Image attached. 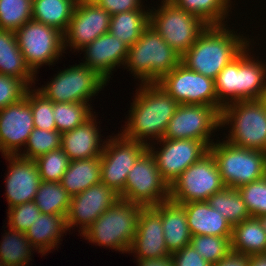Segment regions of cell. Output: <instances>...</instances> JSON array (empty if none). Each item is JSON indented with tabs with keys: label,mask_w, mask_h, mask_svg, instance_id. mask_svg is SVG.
<instances>
[{
	"label": "cell",
	"mask_w": 266,
	"mask_h": 266,
	"mask_svg": "<svg viewBox=\"0 0 266 266\" xmlns=\"http://www.w3.org/2000/svg\"><path fill=\"white\" fill-rule=\"evenodd\" d=\"M140 85L130 106L128 123L121 134L148 145L147 138L158 141L163 138L168 123L180 104L157 83Z\"/></svg>",
	"instance_id": "cell-1"
},
{
	"label": "cell",
	"mask_w": 266,
	"mask_h": 266,
	"mask_svg": "<svg viewBox=\"0 0 266 266\" xmlns=\"http://www.w3.org/2000/svg\"><path fill=\"white\" fill-rule=\"evenodd\" d=\"M225 26L208 25L181 56V63L188 69L215 80L220 71L251 42Z\"/></svg>",
	"instance_id": "cell-2"
},
{
	"label": "cell",
	"mask_w": 266,
	"mask_h": 266,
	"mask_svg": "<svg viewBox=\"0 0 266 266\" xmlns=\"http://www.w3.org/2000/svg\"><path fill=\"white\" fill-rule=\"evenodd\" d=\"M180 62V54L149 25L140 38L129 47L124 66L128 67V71H131L134 77L137 76L141 83H157Z\"/></svg>",
	"instance_id": "cell-3"
},
{
	"label": "cell",
	"mask_w": 266,
	"mask_h": 266,
	"mask_svg": "<svg viewBox=\"0 0 266 266\" xmlns=\"http://www.w3.org/2000/svg\"><path fill=\"white\" fill-rule=\"evenodd\" d=\"M143 206L119 199L82 234L91 243L126 253L136 235L138 215Z\"/></svg>",
	"instance_id": "cell-4"
},
{
	"label": "cell",
	"mask_w": 266,
	"mask_h": 266,
	"mask_svg": "<svg viewBox=\"0 0 266 266\" xmlns=\"http://www.w3.org/2000/svg\"><path fill=\"white\" fill-rule=\"evenodd\" d=\"M231 126L226 141L241 148L266 152V98L232 102L223 107L221 127Z\"/></svg>",
	"instance_id": "cell-5"
},
{
	"label": "cell",
	"mask_w": 266,
	"mask_h": 266,
	"mask_svg": "<svg viewBox=\"0 0 266 266\" xmlns=\"http://www.w3.org/2000/svg\"><path fill=\"white\" fill-rule=\"evenodd\" d=\"M209 151L225 187L238 189L266 176V152L237 147L225 140L213 143Z\"/></svg>",
	"instance_id": "cell-6"
},
{
	"label": "cell",
	"mask_w": 266,
	"mask_h": 266,
	"mask_svg": "<svg viewBox=\"0 0 266 266\" xmlns=\"http://www.w3.org/2000/svg\"><path fill=\"white\" fill-rule=\"evenodd\" d=\"M155 11L150 9V26L163 40L182 56L206 29L201 18L176 6L171 0H163Z\"/></svg>",
	"instance_id": "cell-7"
},
{
	"label": "cell",
	"mask_w": 266,
	"mask_h": 266,
	"mask_svg": "<svg viewBox=\"0 0 266 266\" xmlns=\"http://www.w3.org/2000/svg\"><path fill=\"white\" fill-rule=\"evenodd\" d=\"M224 187L215 158L208 151L171 184L169 200L176 204L207 201Z\"/></svg>",
	"instance_id": "cell-8"
},
{
	"label": "cell",
	"mask_w": 266,
	"mask_h": 266,
	"mask_svg": "<svg viewBox=\"0 0 266 266\" xmlns=\"http://www.w3.org/2000/svg\"><path fill=\"white\" fill-rule=\"evenodd\" d=\"M52 79L45 87L36 90L46 99L58 103H88L108 82L82 63L60 71Z\"/></svg>",
	"instance_id": "cell-9"
},
{
	"label": "cell",
	"mask_w": 266,
	"mask_h": 266,
	"mask_svg": "<svg viewBox=\"0 0 266 266\" xmlns=\"http://www.w3.org/2000/svg\"><path fill=\"white\" fill-rule=\"evenodd\" d=\"M15 35L24 60L34 74L42 64L52 65L65 51L63 33L34 19L16 30Z\"/></svg>",
	"instance_id": "cell-10"
},
{
	"label": "cell",
	"mask_w": 266,
	"mask_h": 266,
	"mask_svg": "<svg viewBox=\"0 0 266 266\" xmlns=\"http://www.w3.org/2000/svg\"><path fill=\"white\" fill-rule=\"evenodd\" d=\"M119 198L143 207L169 200V186L161 178L156 161L148 149L129 171Z\"/></svg>",
	"instance_id": "cell-11"
},
{
	"label": "cell",
	"mask_w": 266,
	"mask_h": 266,
	"mask_svg": "<svg viewBox=\"0 0 266 266\" xmlns=\"http://www.w3.org/2000/svg\"><path fill=\"white\" fill-rule=\"evenodd\" d=\"M157 84L179 104L210 105L222 112L214 80L188 69L181 62Z\"/></svg>",
	"instance_id": "cell-12"
},
{
	"label": "cell",
	"mask_w": 266,
	"mask_h": 266,
	"mask_svg": "<svg viewBox=\"0 0 266 266\" xmlns=\"http://www.w3.org/2000/svg\"><path fill=\"white\" fill-rule=\"evenodd\" d=\"M104 141L101 160V182L120 195L129 171L147 150V145L125 138L121 133ZM106 143V144H105Z\"/></svg>",
	"instance_id": "cell-13"
},
{
	"label": "cell",
	"mask_w": 266,
	"mask_h": 266,
	"mask_svg": "<svg viewBox=\"0 0 266 266\" xmlns=\"http://www.w3.org/2000/svg\"><path fill=\"white\" fill-rule=\"evenodd\" d=\"M221 127V112L210 105L180 104L170 119L165 139H196L208 148L211 135ZM211 140V141H210Z\"/></svg>",
	"instance_id": "cell-14"
},
{
	"label": "cell",
	"mask_w": 266,
	"mask_h": 266,
	"mask_svg": "<svg viewBox=\"0 0 266 266\" xmlns=\"http://www.w3.org/2000/svg\"><path fill=\"white\" fill-rule=\"evenodd\" d=\"M158 142L163 143L159 151H155L150 143L147 149L156 161L161 178L169 187L181 173L209 151L202 141L196 139L162 138Z\"/></svg>",
	"instance_id": "cell-15"
},
{
	"label": "cell",
	"mask_w": 266,
	"mask_h": 266,
	"mask_svg": "<svg viewBox=\"0 0 266 266\" xmlns=\"http://www.w3.org/2000/svg\"><path fill=\"white\" fill-rule=\"evenodd\" d=\"M111 15L93 0H78L67 30L63 33L64 49H84L99 36L109 32Z\"/></svg>",
	"instance_id": "cell-16"
},
{
	"label": "cell",
	"mask_w": 266,
	"mask_h": 266,
	"mask_svg": "<svg viewBox=\"0 0 266 266\" xmlns=\"http://www.w3.org/2000/svg\"><path fill=\"white\" fill-rule=\"evenodd\" d=\"M34 128L31 105L26 97L0 110V151L3 156H17Z\"/></svg>",
	"instance_id": "cell-17"
},
{
	"label": "cell",
	"mask_w": 266,
	"mask_h": 266,
	"mask_svg": "<svg viewBox=\"0 0 266 266\" xmlns=\"http://www.w3.org/2000/svg\"><path fill=\"white\" fill-rule=\"evenodd\" d=\"M119 195L100 182L71 197L66 216L68 230L78 225L81 234L109 207L119 200Z\"/></svg>",
	"instance_id": "cell-18"
},
{
	"label": "cell",
	"mask_w": 266,
	"mask_h": 266,
	"mask_svg": "<svg viewBox=\"0 0 266 266\" xmlns=\"http://www.w3.org/2000/svg\"><path fill=\"white\" fill-rule=\"evenodd\" d=\"M4 158L9 161V172L5 178L8 207L34 201L42 181L35 160L24 159L18 155Z\"/></svg>",
	"instance_id": "cell-19"
},
{
	"label": "cell",
	"mask_w": 266,
	"mask_h": 266,
	"mask_svg": "<svg viewBox=\"0 0 266 266\" xmlns=\"http://www.w3.org/2000/svg\"><path fill=\"white\" fill-rule=\"evenodd\" d=\"M128 253H136L137 259H154L171 255L165 244L161 215L152 206L141 208L136 235Z\"/></svg>",
	"instance_id": "cell-20"
},
{
	"label": "cell",
	"mask_w": 266,
	"mask_h": 266,
	"mask_svg": "<svg viewBox=\"0 0 266 266\" xmlns=\"http://www.w3.org/2000/svg\"><path fill=\"white\" fill-rule=\"evenodd\" d=\"M84 48L81 50L85 51L86 61L82 64L97 71L107 81L116 66L125 64L129 49L110 32L99 36Z\"/></svg>",
	"instance_id": "cell-21"
},
{
	"label": "cell",
	"mask_w": 266,
	"mask_h": 266,
	"mask_svg": "<svg viewBox=\"0 0 266 266\" xmlns=\"http://www.w3.org/2000/svg\"><path fill=\"white\" fill-rule=\"evenodd\" d=\"M94 117L96 116L92 115L83 124L62 133L61 148L70 161L101 156L104 141L100 143L101 134Z\"/></svg>",
	"instance_id": "cell-22"
},
{
	"label": "cell",
	"mask_w": 266,
	"mask_h": 266,
	"mask_svg": "<svg viewBox=\"0 0 266 266\" xmlns=\"http://www.w3.org/2000/svg\"><path fill=\"white\" fill-rule=\"evenodd\" d=\"M180 205L186 211L187 223L192 236L232 237L233 227L207 201H193Z\"/></svg>",
	"instance_id": "cell-23"
},
{
	"label": "cell",
	"mask_w": 266,
	"mask_h": 266,
	"mask_svg": "<svg viewBox=\"0 0 266 266\" xmlns=\"http://www.w3.org/2000/svg\"><path fill=\"white\" fill-rule=\"evenodd\" d=\"M152 207L161 215L165 244L170 254L190 244L192 235L186 211L180 204L168 200Z\"/></svg>",
	"instance_id": "cell-24"
},
{
	"label": "cell",
	"mask_w": 266,
	"mask_h": 266,
	"mask_svg": "<svg viewBox=\"0 0 266 266\" xmlns=\"http://www.w3.org/2000/svg\"><path fill=\"white\" fill-rule=\"evenodd\" d=\"M248 47L239 54L238 101L266 98V64L249 56Z\"/></svg>",
	"instance_id": "cell-25"
},
{
	"label": "cell",
	"mask_w": 266,
	"mask_h": 266,
	"mask_svg": "<svg viewBox=\"0 0 266 266\" xmlns=\"http://www.w3.org/2000/svg\"><path fill=\"white\" fill-rule=\"evenodd\" d=\"M67 230L66 217L41 213L25 232V236L38 253L45 255L59 245L57 243Z\"/></svg>",
	"instance_id": "cell-26"
},
{
	"label": "cell",
	"mask_w": 266,
	"mask_h": 266,
	"mask_svg": "<svg viewBox=\"0 0 266 266\" xmlns=\"http://www.w3.org/2000/svg\"><path fill=\"white\" fill-rule=\"evenodd\" d=\"M0 74L16 77L30 88L35 83V74L27 66L11 30L0 29Z\"/></svg>",
	"instance_id": "cell-27"
},
{
	"label": "cell",
	"mask_w": 266,
	"mask_h": 266,
	"mask_svg": "<svg viewBox=\"0 0 266 266\" xmlns=\"http://www.w3.org/2000/svg\"><path fill=\"white\" fill-rule=\"evenodd\" d=\"M100 157L70 161L69 167L60 181L62 187L72 197L101 182Z\"/></svg>",
	"instance_id": "cell-28"
},
{
	"label": "cell",
	"mask_w": 266,
	"mask_h": 266,
	"mask_svg": "<svg viewBox=\"0 0 266 266\" xmlns=\"http://www.w3.org/2000/svg\"><path fill=\"white\" fill-rule=\"evenodd\" d=\"M231 250L249 256L266 254V231L257 217L233 226Z\"/></svg>",
	"instance_id": "cell-29"
},
{
	"label": "cell",
	"mask_w": 266,
	"mask_h": 266,
	"mask_svg": "<svg viewBox=\"0 0 266 266\" xmlns=\"http://www.w3.org/2000/svg\"><path fill=\"white\" fill-rule=\"evenodd\" d=\"M78 0H32V19L64 33Z\"/></svg>",
	"instance_id": "cell-30"
},
{
	"label": "cell",
	"mask_w": 266,
	"mask_h": 266,
	"mask_svg": "<svg viewBox=\"0 0 266 266\" xmlns=\"http://www.w3.org/2000/svg\"><path fill=\"white\" fill-rule=\"evenodd\" d=\"M150 24V12L132 10L111 16L109 32L131 47Z\"/></svg>",
	"instance_id": "cell-31"
},
{
	"label": "cell",
	"mask_w": 266,
	"mask_h": 266,
	"mask_svg": "<svg viewBox=\"0 0 266 266\" xmlns=\"http://www.w3.org/2000/svg\"><path fill=\"white\" fill-rule=\"evenodd\" d=\"M207 202L225 217L232 227L251 217L242 195L236 188L224 187L210 196Z\"/></svg>",
	"instance_id": "cell-32"
},
{
	"label": "cell",
	"mask_w": 266,
	"mask_h": 266,
	"mask_svg": "<svg viewBox=\"0 0 266 266\" xmlns=\"http://www.w3.org/2000/svg\"><path fill=\"white\" fill-rule=\"evenodd\" d=\"M0 242V261L5 266H26L31 260V252L34 247L29 242L25 233L9 227ZM32 249V250H31Z\"/></svg>",
	"instance_id": "cell-33"
},
{
	"label": "cell",
	"mask_w": 266,
	"mask_h": 266,
	"mask_svg": "<svg viewBox=\"0 0 266 266\" xmlns=\"http://www.w3.org/2000/svg\"><path fill=\"white\" fill-rule=\"evenodd\" d=\"M71 196L60 182L41 181L34 202L43 214L67 216Z\"/></svg>",
	"instance_id": "cell-34"
},
{
	"label": "cell",
	"mask_w": 266,
	"mask_h": 266,
	"mask_svg": "<svg viewBox=\"0 0 266 266\" xmlns=\"http://www.w3.org/2000/svg\"><path fill=\"white\" fill-rule=\"evenodd\" d=\"M176 6L201 18L208 25H224L231 0H171ZM223 21V22H222Z\"/></svg>",
	"instance_id": "cell-35"
},
{
	"label": "cell",
	"mask_w": 266,
	"mask_h": 266,
	"mask_svg": "<svg viewBox=\"0 0 266 266\" xmlns=\"http://www.w3.org/2000/svg\"><path fill=\"white\" fill-rule=\"evenodd\" d=\"M89 103H58L53 102V114L56 130L64 133L88 120L93 113Z\"/></svg>",
	"instance_id": "cell-36"
},
{
	"label": "cell",
	"mask_w": 266,
	"mask_h": 266,
	"mask_svg": "<svg viewBox=\"0 0 266 266\" xmlns=\"http://www.w3.org/2000/svg\"><path fill=\"white\" fill-rule=\"evenodd\" d=\"M62 133L57 130H43L34 128L29 135L24 152H19L18 156L35 160L38 157L58 148H61Z\"/></svg>",
	"instance_id": "cell-37"
},
{
	"label": "cell",
	"mask_w": 266,
	"mask_h": 266,
	"mask_svg": "<svg viewBox=\"0 0 266 266\" xmlns=\"http://www.w3.org/2000/svg\"><path fill=\"white\" fill-rule=\"evenodd\" d=\"M32 19V0H0V29L16 31Z\"/></svg>",
	"instance_id": "cell-38"
},
{
	"label": "cell",
	"mask_w": 266,
	"mask_h": 266,
	"mask_svg": "<svg viewBox=\"0 0 266 266\" xmlns=\"http://www.w3.org/2000/svg\"><path fill=\"white\" fill-rule=\"evenodd\" d=\"M239 55L216 76L215 91L218 102L224 107L238 101Z\"/></svg>",
	"instance_id": "cell-39"
},
{
	"label": "cell",
	"mask_w": 266,
	"mask_h": 266,
	"mask_svg": "<svg viewBox=\"0 0 266 266\" xmlns=\"http://www.w3.org/2000/svg\"><path fill=\"white\" fill-rule=\"evenodd\" d=\"M190 245L211 264L222 260L232 251L231 237L195 235L191 237Z\"/></svg>",
	"instance_id": "cell-40"
},
{
	"label": "cell",
	"mask_w": 266,
	"mask_h": 266,
	"mask_svg": "<svg viewBox=\"0 0 266 266\" xmlns=\"http://www.w3.org/2000/svg\"><path fill=\"white\" fill-rule=\"evenodd\" d=\"M42 181L60 182L70 164L62 148L52 150L35 159Z\"/></svg>",
	"instance_id": "cell-41"
},
{
	"label": "cell",
	"mask_w": 266,
	"mask_h": 266,
	"mask_svg": "<svg viewBox=\"0 0 266 266\" xmlns=\"http://www.w3.org/2000/svg\"><path fill=\"white\" fill-rule=\"evenodd\" d=\"M25 97L31 105L34 127L43 130H56L53 102L46 99L37 90H30V88L27 90Z\"/></svg>",
	"instance_id": "cell-42"
},
{
	"label": "cell",
	"mask_w": 266,
	"mask_h": 266,
	"mask_svg": "<svg viewBox=\"0 0 266 266\" xmlns=\"http://www.w3.org/2000/svg\"><path fill=\"white\" fill-rule=\"evenodd\" d=\"M251 217L266 215V176L238 188Z\"/></svg>",
	"instance_id": "cell-43"
},
{
	"label": "cell",
	"mask_w": 266,
	"mask_h": 266,
	"mask_svg": "<svg viewBox=\"0 0 266 266\" xmlns=\"http://www.w3.org/2000/svg\"><path fill=\"white\" fill-rule=\"evenodd\" d=\"M41 213L34 201L8 208V226L25 233Z\"/></svg>",
	"instance_id": "cell-44"
},
{
	"label": "cell",
	"mask_w": 266,
	"mask_h": 266,
	"mask_svg": "<svg viewBox=\"0 0 266 266\" xmlns=\"http://www.w3.org/2000/svg\"><path fill=\"white\" fill-rule=\"evenodd\" d=\"M29 87L20 79L0 74V110L25 97Z\"/></svg>",
	"instance_id": "cell-45"
},
{
	"label": "cell",
	"mask_w": 266,
	"mask_h": 266,
	"mask_svg": "<svg viewBox=\"0 0 266 266\" xmlns=\"http://www.w3.org/2000/svg\"><path fill=\"white\" fill-rule=\"evenodd\" d=\"M171 256L175 266H212L190 244L172 253Z\"/></svg>",
	"instance_id": "cell-46"
},
{
	"label": "cell",
	"mask_w": 266,
	"mask_h": 266,
	"mask_svg": "<svg viewBox=\"0 0 266 266\" xmlns=\"http://www.w3.org/2000/svg\"><path fill=\"white\" fill-rule=\"evenodd\" d=\"M99 7L107 11L111 16L132 10H145L141 0H93Z\"/></svg>",
	"instance_id": "cell-47"
},
{
	"label": "cell",
	"mask_w": 266,
	"mask_h": 266,
	"mask_svg": "<svg viewBox=\"0 0 266 266\" xmlns=\"http://www.w3.org/2000/svg\"><path fill=\"white\" fill-rule=\"evenodd\" d=\"M249 255L230 252L222 260L212 264V266H249Z\"/></svg>",
	"instance_id": "cell-48"
},
{
	"label": "cell",
	"mask_w": 266,
	"mask_h": 266,
	"mask_svg": "<svg viewBox=\"0 0 266 266\" xmlns=\"http://www.w3.org/2000/svg\"><path fill=\"white\" fill-rule=\"evenodd\" d=\"M137 266H175L174 260L171 255L161 258L150 259H136Z\"/></svg>",
	"instance_id": "cell-49"
},
{
	"label": "cell",
	"mask_w": 266,
	"mask_h": 266,
	"mask_svg": "<svg viewBox=\"0 0 266 266\" xmlns=\"http://www.w3.org/2000/svg\"><path fill=\"white\" fill-rule=\"evenodd\" d=\"M249 266H266V254L250 256Z\"/></svg>",
	"instance_id": "cell-50"
},
{
	"label": "cell",
	"mask_w": 266,
	"mask_h": 266,
	"mask_svg": "<svg viewBox=\"0 0 266 266\" xmlns=\"http://www.w3.org/2000/svg\"><path fill=\"white\" fill-rule=\"evenodd\" d=\"M258 219L260 220L264 230L266 231V215L260 216L258 217Z\"/></svg>",
	"instance_id": "cell-51"
}]
</instances>
